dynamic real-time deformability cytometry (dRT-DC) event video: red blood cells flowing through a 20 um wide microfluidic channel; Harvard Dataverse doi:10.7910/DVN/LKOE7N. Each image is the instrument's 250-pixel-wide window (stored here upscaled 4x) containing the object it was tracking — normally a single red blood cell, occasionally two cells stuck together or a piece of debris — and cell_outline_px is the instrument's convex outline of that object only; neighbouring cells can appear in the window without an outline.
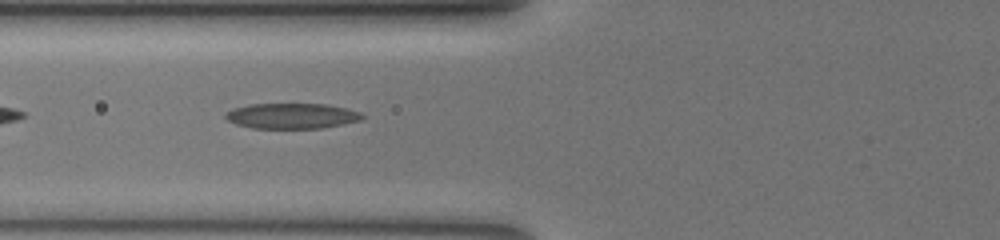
{"species": "common noctule bat (a hibernating species)", "species_latin": "Nyctalus noctula", "temperature_condition": "warm", "stored_images_in_passage": 36, "camera_frame_rate_fps": 3000, "um_per_image_px": 0.085, "animal": {"sex": "female", "body_mass_g": 19.5, "forearm_length_mm": 54.1}, "frame": {"image": 1, "passage_image": 5, "time_ms": 1.333, "image_size_px": [1000, 240], "cell_outline_px": [[364, 116], [360, 120], [320, 128], [252, 128], [236, 124], [228, 120], [224, 116], [232, 108], [252, 104], [328, 104], [348, 108], [360, 112]], "centroid_in_image_um": [24.8, 9.84], "position_along_channel_um": 101.0, "area_um2": 20.11}}
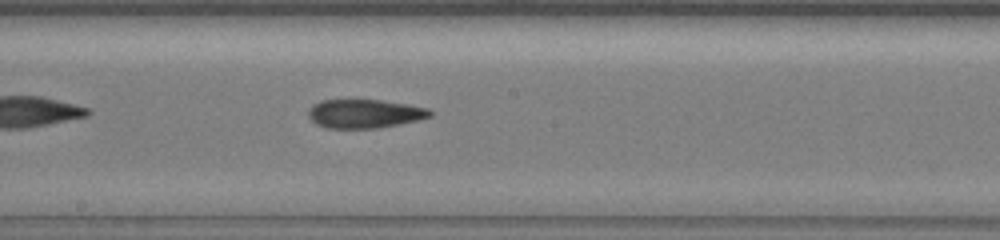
{"frame": {"image": 2, "passage_image": 14, "time_ms": 4.333, "image_size_px": [1000, 240], "cell_outline_px": [[432, 116], [420, 120], [400, 124], [376, 128], [328, 128], [316, 124], [308, 116], [308, 108], [312, 104], [320, 100], [380, 100], [408, 104], [428, 108], [432, 112]], "centroid_in_image_um": [30.99, 9.66], "position_along_channel_um": 217.2, "area_um2": 20.52}}
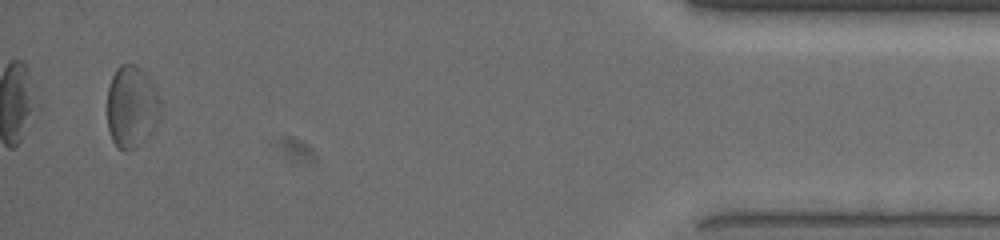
{"frame": {"image": 3, "passage_image": 35, "time_ms": 11.333, "image_size_px": [1000, 240], "cell_outline_px": [[160, 116], [152, 132], [148, 136], [128, 152], [124, 152], [112, 140], [108, 128], [108, 88], [112, 76], [116, 68], [120, 64], [132, 64], [140, 68], [148, 76], [156, 88], [160, 100]], "centroid_in_image_um": [11.2, 9.06], "position_along_channel_um": 424.0, "area_um2": 25.43}, "authors_computed_cell_mechanics": {"area_um2": 20.9525, "velocity_mm_per_s": 3.8704, "shape_relaxation_time_tau1_ms": 9.0087, "shape_relaxation_time_tau2_ms": 3.4116, "deformation_change_tau1": 0.2259, "deformation_change_tau2": 0.139}}